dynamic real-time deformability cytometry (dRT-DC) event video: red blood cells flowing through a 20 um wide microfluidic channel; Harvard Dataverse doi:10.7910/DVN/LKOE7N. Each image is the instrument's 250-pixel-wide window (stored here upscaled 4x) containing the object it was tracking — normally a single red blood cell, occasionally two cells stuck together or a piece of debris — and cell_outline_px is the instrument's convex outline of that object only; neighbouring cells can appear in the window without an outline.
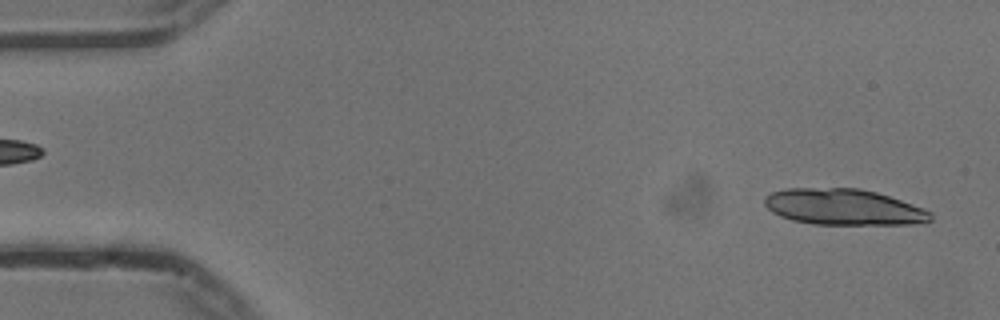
{"species": "common noctule bat (a hibernating species)", "species_latin": "Nyctalus noctula", "temperature_condition": "cold", "stored_images_in_passage": 5, "segment_of_instrument_passage": [1, 2], "camera_frame_rate_fps": 3000, "um_per_image_px": 0.085, "animal": {"sex": "male", "body_mass_g": 13.3}, "frame": {"image": 1, "passage_image": 2, "time_ms": 0.333, "image_size_px": [1000, 320], "cell_outline_px": [[932, 220], [912, 224], [812, 224], [792, 220], [780, 216], [772, 212], [764, 204], [764, 196], [772, 192], [788, 188], [860, 188], [876, 192], [924, 208], [932, 212]], "centroid_in_image_um": [71.69, 17.59], "position_along_channel_um": 13.3, "area_um2": 34.85}}